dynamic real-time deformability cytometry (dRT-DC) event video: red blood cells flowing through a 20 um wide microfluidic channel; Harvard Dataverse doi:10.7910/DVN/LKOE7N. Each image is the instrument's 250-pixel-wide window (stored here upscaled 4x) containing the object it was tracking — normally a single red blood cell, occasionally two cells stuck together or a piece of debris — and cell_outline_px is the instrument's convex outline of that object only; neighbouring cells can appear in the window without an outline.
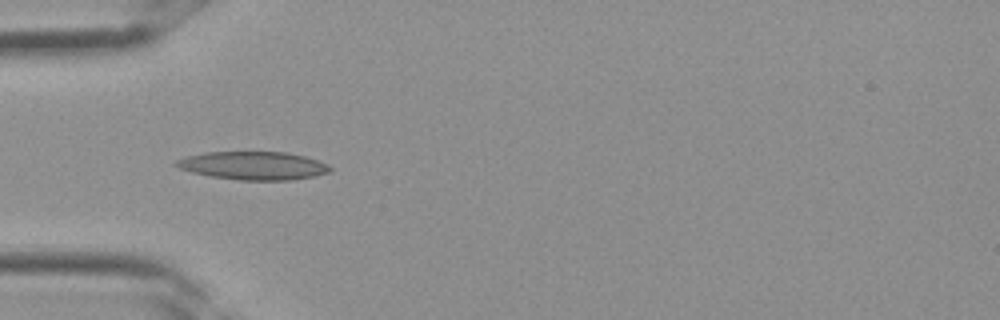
{"species": "Egyptian fruit bat (a non-hibernating species)", "species_latin": "Rousettus aegyptiacus", "temperature_condition": "room temperature", "stored_images_in_passage": 4, "camera_frame_rate_fps": 3000, "um_per_image_px": 0.085, "frame": {"image": 1, "passage_image": 4, "time_ms": 1.0, "image_size_px": [1000, 320], "cell_outline_px": [[332, 172], [292, 180], [240, 180], [212, 176], [192, 172], [180, 168], [172, 164], [176, 160], [188, 156], [204, 152], [288, 152], [304, 156], [328, 164], [332, 168]], "centroid_in_image_um": [21.55, 14.07], "position_along_channel_um": 63.5, "area_um2": 25.2}}